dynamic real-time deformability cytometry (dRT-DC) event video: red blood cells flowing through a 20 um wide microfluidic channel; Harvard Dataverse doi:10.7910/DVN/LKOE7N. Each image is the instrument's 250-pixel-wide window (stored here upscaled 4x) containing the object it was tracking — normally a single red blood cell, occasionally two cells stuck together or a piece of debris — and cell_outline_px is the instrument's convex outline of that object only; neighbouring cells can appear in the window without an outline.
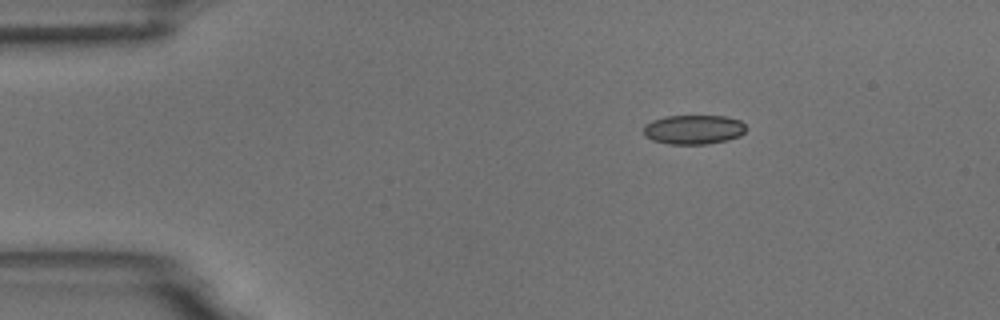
{"species": "common noctule bat (a hibernating species)", "species_latin": "Nyctalus noctula", "temperature_condition": "room temperature", "stored_images_in_passage": 3, "camera_frame_rate_fps": 3000, "um_per_image_px": 0.085, "animal": {"sex": "male", "body_mass_g": 18.8}, "frame": {"image": 1, "passage_image": 1, "time_ms": 0.0, "image_size_px": [1000, 320], "cell_outline_px": [[744, 132], [740, 136], [728, 140], [708, 144], [668, 144], [652, 140], [644, 136], [644, 124], [652, 120], [664, 116], [728, 116], [740, 120], [744, 124]], "centroid_in_image_um": [58.94, 11.01], "position_along_channel_um": 26.1, "area_um2": 17.69}}